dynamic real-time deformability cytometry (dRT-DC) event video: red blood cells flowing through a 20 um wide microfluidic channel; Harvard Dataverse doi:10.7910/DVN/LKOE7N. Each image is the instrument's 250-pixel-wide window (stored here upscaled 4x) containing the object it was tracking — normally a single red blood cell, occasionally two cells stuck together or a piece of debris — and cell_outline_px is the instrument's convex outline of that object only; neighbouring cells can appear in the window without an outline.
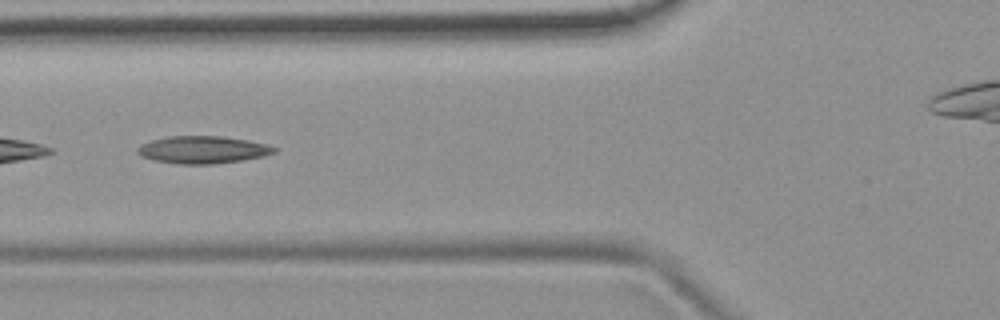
{"species": "common noctule bat (a hibernating species)", "species_latin": "Nyctalus noctula", "temperature_condition": "room temperature", "stored_images_in_passage": 8, "camera_frame_rate_fps": 3000, "um_per_image_px": 0.085, "animal": {"sex": "female", "body_mass_g": 19.9}, "frame": {"image": 1, "passage_image": 6, "time_ms": 1.667, "image_size_px": [1000, 320], "cell_outline_px": [[276, 152], [264, 156], [244, 160], [212, 164], [180, 164], [152, 160], [140, 156], [136, 152], [136, 148], [140, 144], [152, 140], [168, 136], [220, 136], [248, 140], [268, 144], [276, 148]], "centroid_in_image_um": [17.21, 12.73], "position_along_channel_um": 108.6, "area_um2": 22.02}}
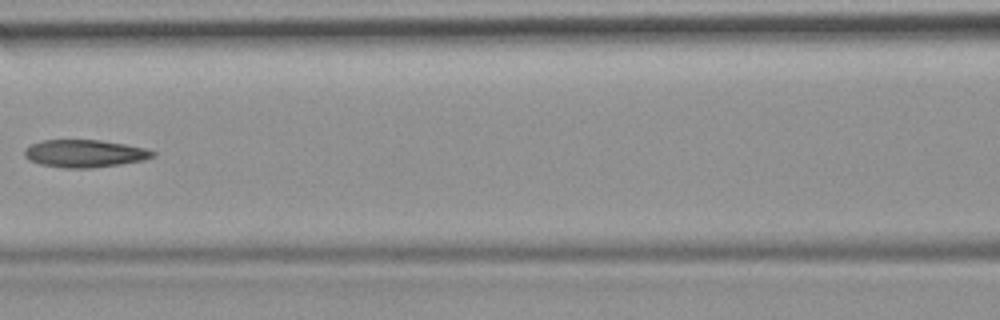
{"frame": {"image": 2, "passage_image": 7, "time_ms": 2.0, "image_size_px": [1000, 320], "cell_outline_px": [[156, 156], [144, 160], [120, 164], [92, 168], [64, 168], [40, 164], [28, 160], [24, 156], [24, 148], [32, 144], [44, 140], [100, 140], [124, 144], [144, 148], [156, 152]], "centroid_in_image_um": [7.19, 13.05], "position_along_channel_um": 159.4, "area_um2": 20.63}}